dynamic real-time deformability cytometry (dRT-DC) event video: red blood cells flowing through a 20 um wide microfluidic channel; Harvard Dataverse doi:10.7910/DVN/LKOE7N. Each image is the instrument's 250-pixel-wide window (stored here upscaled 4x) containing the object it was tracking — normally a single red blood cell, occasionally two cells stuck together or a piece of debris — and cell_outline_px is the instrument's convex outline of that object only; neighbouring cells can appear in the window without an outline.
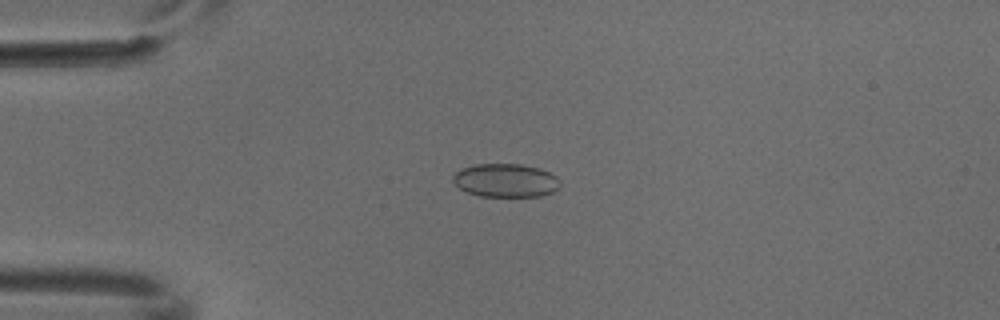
{"species": "common noctule bat (a hibernating species)", "species_latin": "Nyctalus noctula", "temperature_condition": "cold", "stored_images_in_passage": 5, "camera_frame_rate_fps": 3000, "um_per_image_px": 0.085, "animal": {"sex": "male", "body_mass_g": 18.8}, "frame": {"image": 1, "passage_image": 3, "time_ms": 0.667, "image_size_px": [1000, 320], "cell_outline_px": [[560, 184], [552, 192], [540, 196], [480, 196], [468, 192], [460, 188], [452, 180], [452, 176], [460, 168], [476, 164], [520, 164], [540, 168], [556, 176], [560, 180]], "centroid_in_image_um": [42.96, 15.32], "position_along_channel_um": 42.0, "area_um2": 20.81}}
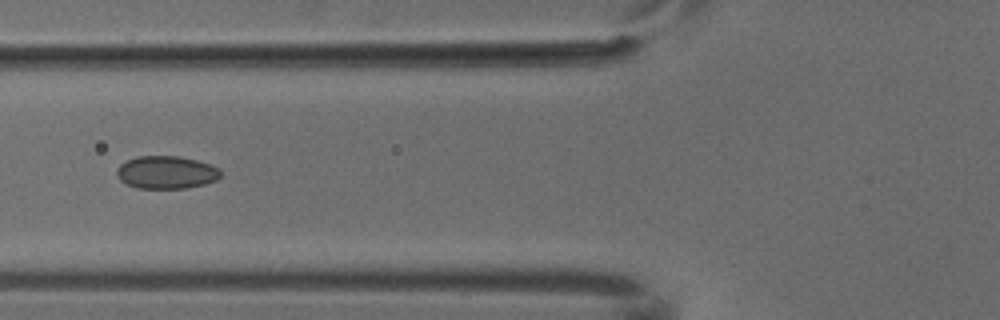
{"frame": {"image": 2, "passage_image": 5, "time_ms": 1.333, "image_size_px": [1000, 320], "cell_outline_px": [[220, 176], [216, 180], [204, 184], [184, 188], [136, 188], [120, 180], [116, 176], [116, 168], [120, 164], [136, 156], [180, 156], [212, 164], [220, 168]], "centroid_in_image_um": [14.13, 14.64], "position_along_channel_um": 111.7, "area_um2": 19.94}}